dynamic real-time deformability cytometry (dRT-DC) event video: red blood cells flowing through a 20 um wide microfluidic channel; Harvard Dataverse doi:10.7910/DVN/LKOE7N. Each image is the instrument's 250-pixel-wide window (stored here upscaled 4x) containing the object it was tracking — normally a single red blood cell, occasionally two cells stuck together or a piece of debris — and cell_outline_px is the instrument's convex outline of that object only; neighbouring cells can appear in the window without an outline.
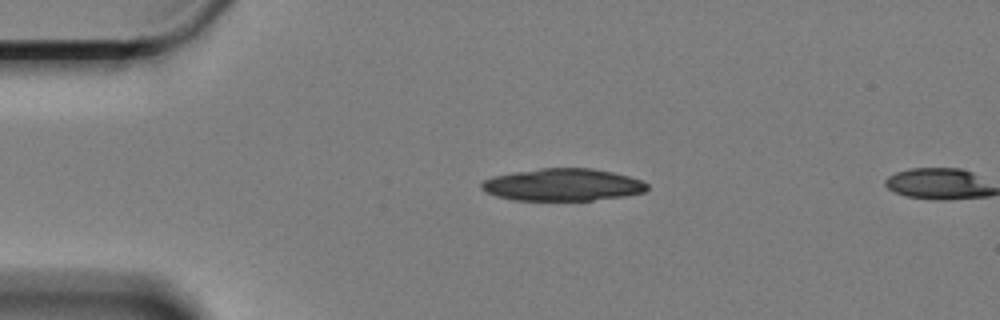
{"species": "Egyptian fruit bat (a non-hibernating species)", "species_latin": "Rousettus aegyptiacus", "temperature_condition": "cold", "stored_images_in_passage": 3, "camera_frame_rate_fps": 3000, "um_per_image_px": 0.085, "animal": {"sex": "female"}, "frame": {"image": 1, "passage_image": 1, "time_ms": 0.0, "image_size_px": [1000, 320], "cell_outline_px": [[648, 188], [644, 192], [624, 196], [592, 200], [512, 200], [496, 196], [480, 188], [480, 184], [484, 180], [492, 176], [540, 168], [592, 168], [612, 172], [628, 176], [640, 180], [648, 184]], "centroid_in_image_um": [47.82, 15.7], "position_along_channel_um": 37.2, "area_um2": 31.04}}